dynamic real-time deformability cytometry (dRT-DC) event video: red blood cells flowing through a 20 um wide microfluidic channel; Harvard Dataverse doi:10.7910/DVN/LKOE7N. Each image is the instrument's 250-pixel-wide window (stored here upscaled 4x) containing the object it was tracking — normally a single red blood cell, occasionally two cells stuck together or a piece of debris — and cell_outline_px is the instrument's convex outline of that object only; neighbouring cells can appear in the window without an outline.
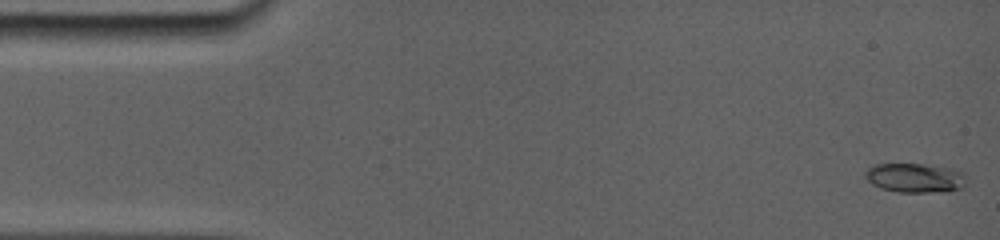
{"species": "common noctule bat (a hibernating species)", "species_latin": "Nyctalus noctula", "temperature_condition": "room temperature", "stored_images_in_passage": 38, "camera_frame_rate_fps": 5000, "um_per_image_px": 0.085, "animal": {"sex": "female", "body_mass_g": 19.0, "forearm_length_mm": 56.7}, "frame": {"image": 1, "passage_image": 1, "time_ms": 0.0, "image_size_px": [1000, 240], "cell_outline_px": [[960, 188], [924, 192], [900, 192], [880, 188], [872, 184], [868, 180], [868, 172], [872, 168], [880, 164], [916, 164], [952, 172]], "centroid_in_image_um": [77.47, 15.15], "position_along_channel_um": 7.5, "area_um2": 14.91}}
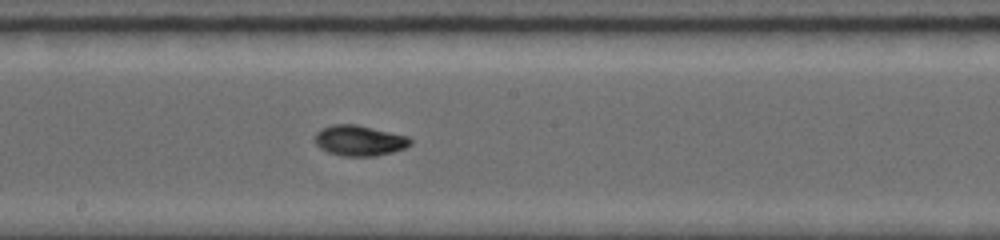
{"frame": {"image": 2, "passage_image": 20, "time_ms": 8.6, "image_size_px": [1000, 240], "cell_outline_px": [[412, 144], [404, 148], [392, 152], [376, 156], [344, 156], [328, 152], [320, 148], [316, 144], [316, 132], [332, 124], [356, 124], [408, 136], [412, 140]], "centroid_in_image_um": [30.57, 11.95], "position_along_channel_um": 217.6, "area_um2": 16.88}}
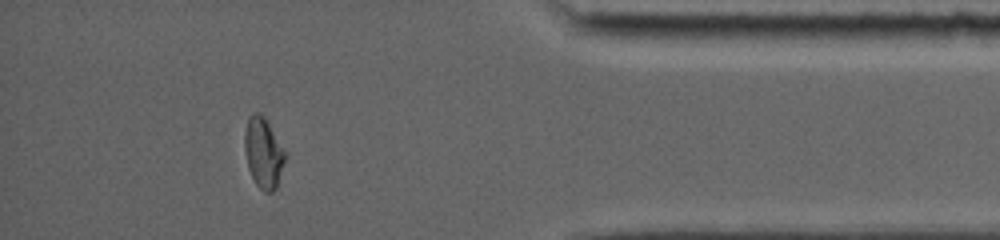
{"frame": {"image": 3, "passage_image": 34, "time_ms": 14.2, "image_size_px": [1000, 240], "cell_outline_px": [[288, 156], [276, 188], [272, 192], [264, 192], [256, 184], [248, 168], [244, 148], [244, 132], [248, 116], [252, 112], [260, 112], [264, 116]], "centroid_in_image_um": [22.39, 12.97], "position_along_channel_um": 412.8, "area_um2": 16.88}, "authors_computed_cell_mechanics": {"area_um2": 15.9817, "velocity_mm_per_s": 3.8851, "shape_relaxation_time_tau1_ms": 5.9261, "shape_relaxation_time_tau2_ms": 1.6046, "deformation_change_tau1": 0.1943, "deformation_change_tau2": 0.0305}}